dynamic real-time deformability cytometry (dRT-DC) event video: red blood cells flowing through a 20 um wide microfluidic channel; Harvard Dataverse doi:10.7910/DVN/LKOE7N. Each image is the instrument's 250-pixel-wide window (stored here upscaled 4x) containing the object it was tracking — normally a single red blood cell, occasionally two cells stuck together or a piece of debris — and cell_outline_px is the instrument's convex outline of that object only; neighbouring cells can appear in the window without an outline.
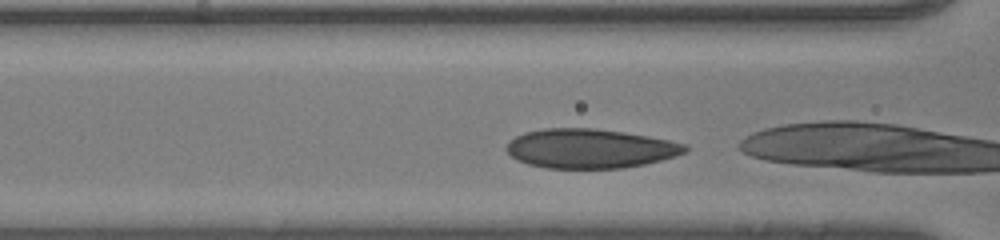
{"species": "human", "species_latin": "Homo sapiens", "temperature_condition": "room temperature", "stored_images_in_passage": 27, "camera_frame_rate_fps": 3000, "um_per_image_px": 0.085, "donor": {"sex": "male"}, "frame": {"image": 1, "passage_image": 5, "time_ms": 1.333, "image_size_px": [1000, 240], "cell_outline_px": [[688, 152], [676, 156], [644, 164], [624, 168], [548, 168], [528, 164], [516, 160], [504, 148], [516, 136], [524, 132], [544, 128], [592, 128], [624, 132], [648, 136], [668, 140], [684, 144], [688, 148]], "centroid_in_image_um": [50.15, 12.62], "position_along_channel_um": 116.5, "area_um2": 40.86}}
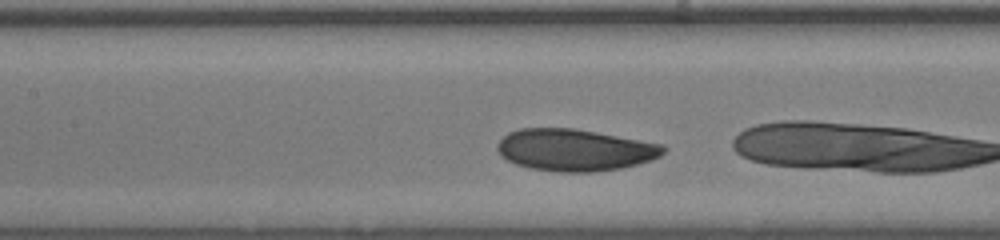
{"frame": {"image": 2, "passage_image": 8, "time_ms": 2.333, "image_size_px": [1000, 240], "cell_outline_px": [[668, 148], [660, 156], [652, 160], [620, 168], [592, 172], [556, 172], [532, 168], [516, 164], [500, 156], [496, 148], [496, 144], [508, 132], [520, 128], [572, 128], [596, 132], [664, 144]], "centroid_in_image_um": [48.85, 12.74], "position_along_channel_um": 158.5, "area_um2": 40.63}, "authors_computed_cell_mechanics": {"area_um2": 39.6508, "velocity_mm_per_s": 4.2143, "shape_relaxation_time_tau1_ms": 1.6067, "shape_relaxation_time_tau2_ms": null, "deformation_change_tau1": 0.0789, "deformation_change_tau2": null}}